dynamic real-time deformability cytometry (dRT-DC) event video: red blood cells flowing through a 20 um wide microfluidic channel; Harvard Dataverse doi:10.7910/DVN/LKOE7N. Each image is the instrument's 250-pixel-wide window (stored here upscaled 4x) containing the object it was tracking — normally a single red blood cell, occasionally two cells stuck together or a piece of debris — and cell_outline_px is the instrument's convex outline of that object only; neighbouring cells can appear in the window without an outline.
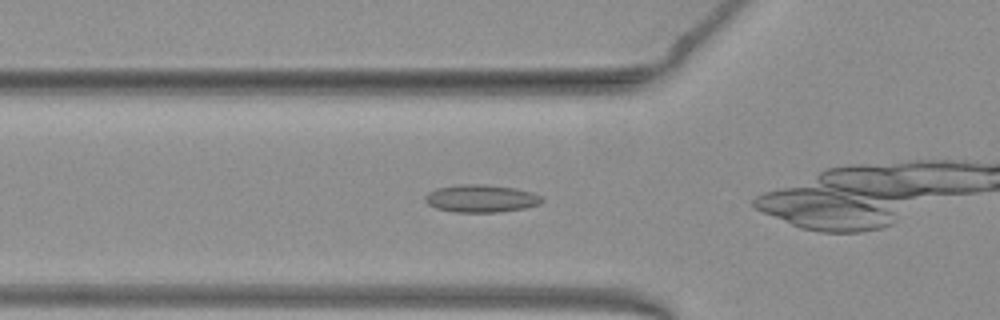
{"species": "common noctule bat (a hibernating species)", "species_latin": "Nyctalus noctula", "temperature_condition": "warm", "stored_images_in_passage": 34, "camera_frame_rate_fps": 3000, "um_per_image_px": 0.085, "animal": {"sex": "female", "body_mass_g": 19.3, "forearm_length_mm": 54.1}, "frame": {"image": 1, "passage_image": 5, "time_ms": 1.333, "image_size_px": [1000, 320], "cell_outline_px": [[544, 200], [540, 204], [524, 208], [500, 212], [456, 212], [436, 208], [428, 204], [424, 200], [424, 196], [428, 192], [436, 188], [460, 184], [484, 184], [516, 188], [532, 192], [540, 196]], "centroid_in_image_um": [40.88, 16.86], "position_along_channel_um": 84.9, "area_um2": 18.9}}
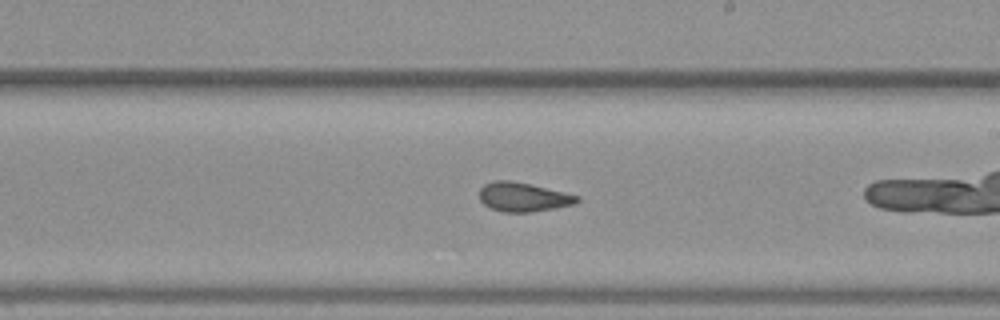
{"frame": {"image": 2, "passage_image": 17, "time_ms": 5.333, "image_size_px": [1000, 320], "cell_outline_px": [[580, 200], [576, 204], [556, 208], [532, 212], [504, 212], [492, 208], [484, 204], [480, 200], [480, 188], [484, 184], [496, 180], [508, 180], [528, 184], [564, 192], [580, 196]], "centroid_in_image_um": [44.49, 16.75], "position_along_channel_um": 244.5, "area_um2": 16.47}}
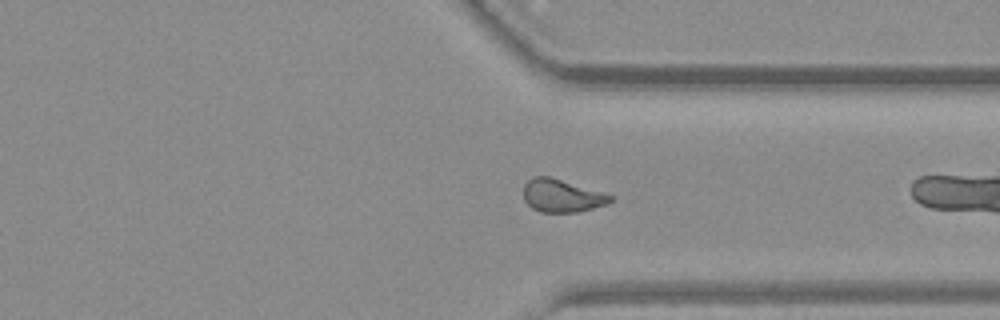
{"frame": {"image": 3, "passage_image": 26, "time_ms": 8.333, "image_size_px": [1000, 320], "cell_outline_px": [[616, 200], [608, 204], [580, 212], [540, 212], [532, 208], [524, 200], [524, 184], [528, 180], [536, 176], [548, 176], [616, 196]], "centroid_in_image_um": [47.81, 16.65], "position_along_channel_um": 363.6, "area_um2": 16.76}, "authors_computed_cell_mechanics": {"area_um2": 16.8776, "velocity_mm_per_s": 3.978, "shape_relaxation_time_tau1_ms": 9.5613, "shape_relaxation_time_tau2_ms": 1.9367, "deformation_change_tau1": 0.2123, "deformation_change_tau2": 0.095}}